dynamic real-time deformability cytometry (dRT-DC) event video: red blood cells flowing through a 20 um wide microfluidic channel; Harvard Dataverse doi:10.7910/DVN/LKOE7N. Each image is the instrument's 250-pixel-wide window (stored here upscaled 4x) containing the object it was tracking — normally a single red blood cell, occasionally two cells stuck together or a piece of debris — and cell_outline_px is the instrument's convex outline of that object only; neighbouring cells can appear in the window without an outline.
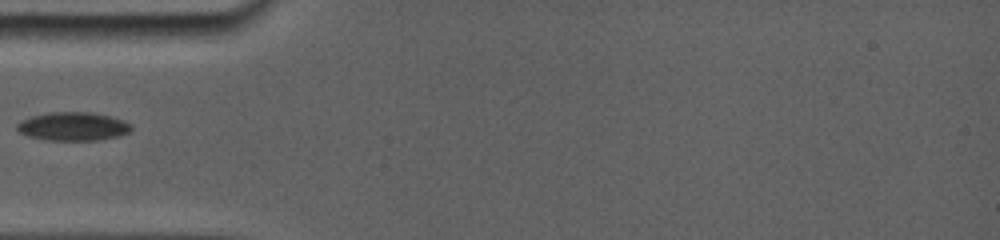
{"species": "common noctule bat (a hibernating species)", "species_latin": "Nyctalus noctula", "temperature_condition": "room temperature", "stored_images_in_passage": 5, "camera_frame_rate_fps": 5000, "um_per_image_px": 0.085, "animal": {"sex": "female", "body_mass_g": 19.0, "forearm_length_mm": 56.7}, "frame": {"image": 1, "passage_image": 1, "time_ms": 0.0, "image_size_px": [1000, 240], "cell_outline_px": [[132, 128], [128, 132], [116, 136], [92, 140], [52, 140], [32, 136], [20, 132], [16, 128], [16, 124], [20, 120], [32, 116], [52, 112], [88, 112], [108, 116], [120, 120], [128, 124]], "centroid_in_image_um": [6.15, 10.73], "position_along_channel_um": 78.9, "area_um2": 18.32}}
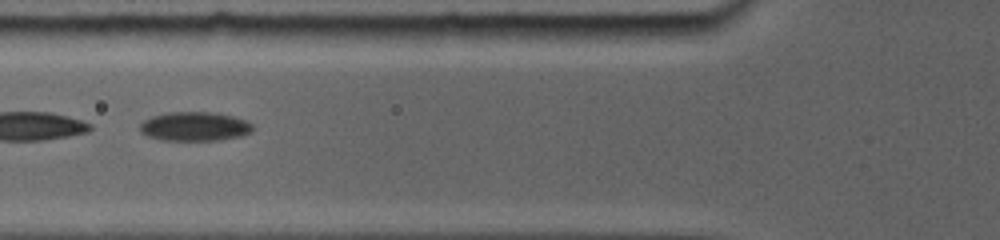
{"frame": {"image": 2, "passage_image": 2, "time_ms": 0.8, "image_size_px": [1000, 240], "cell_outline_px": [[252, 128], [248, 132], [240, 136], [212, 140], [164, 140], [148, 136], [140, 128], [140, 124], [144, 120], [152, 116], [172, 112], [212, 112], [232, 116], [244, 120], [252, 124]], "centroid_in_image_um": [16.52, 10.74], "position_along_channel_um": 109.3, "area_um2": 18.61}}
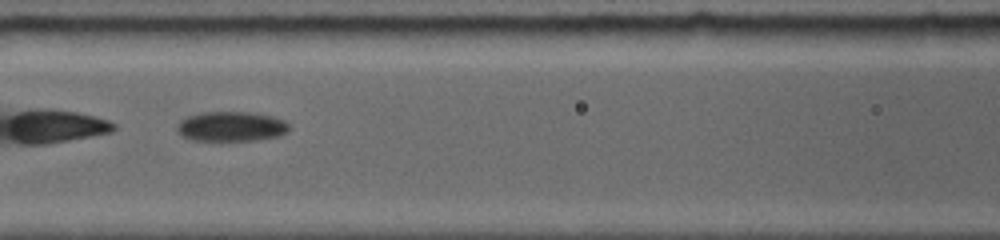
{"frame": {"image": 3, "passage_image": 3, "time_ms": 1.8, "image_size_px": [1000, 240], "cell_outline_px": [[288, 128], [284, 132], [276, 136], [248, 140], [196, 140], [184, 136], [176, 128], [188, 116], [204, 112], [252, 112], [272, 116], [284, 120], [288, 124]], "centroid_in_image_um": [19.67, 10.73], "position_along_channel_um": 146.9, "area_um2": 18.79}}